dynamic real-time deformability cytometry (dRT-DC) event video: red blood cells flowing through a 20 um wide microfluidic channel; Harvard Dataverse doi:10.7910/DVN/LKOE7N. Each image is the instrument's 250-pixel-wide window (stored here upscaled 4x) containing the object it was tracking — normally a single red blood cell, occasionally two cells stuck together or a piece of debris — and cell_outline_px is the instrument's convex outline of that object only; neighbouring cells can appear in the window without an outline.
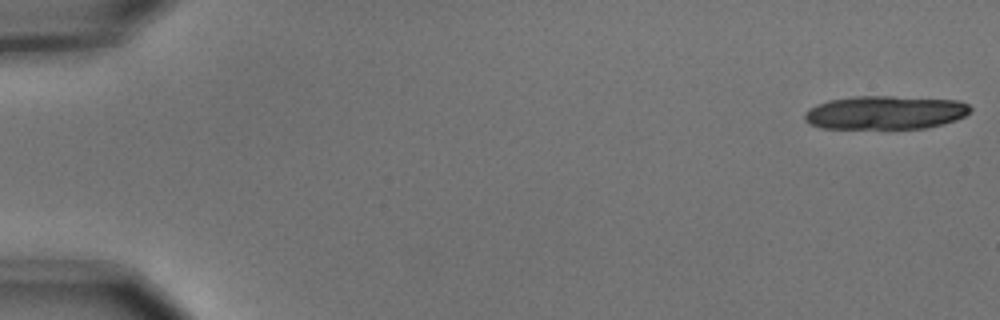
{"species": "common noctule bat (a hibernating species)", "species_latin": "Nyctalus noctula", "temperature_condition": "cold", "stored_images_in_passage": 9, "camera_frame_rate_fps": 3000, "um_per_image_px": 0.085, "animal": {"sex": "male", "body_mass_g": 15.6}, "frame": {"image": 1, "passage_image": 1, "time_ms": 0.0, "image_size_px": [1000, 320], "cell_outline_px": [[972, 112], [956, 120], [944, 124], [928, 128], [820, 128], [808, 124], [804, 120], [804, 112], [808, 108], [816, 104], [828, 100], [856, 96], [892, 96], [960, 100], [968, 104], [972, 108]], "centroid_in_image_um": [75.25, 9.56], "position_along_channel_um": 9.8, "area_um2": 32.83}}
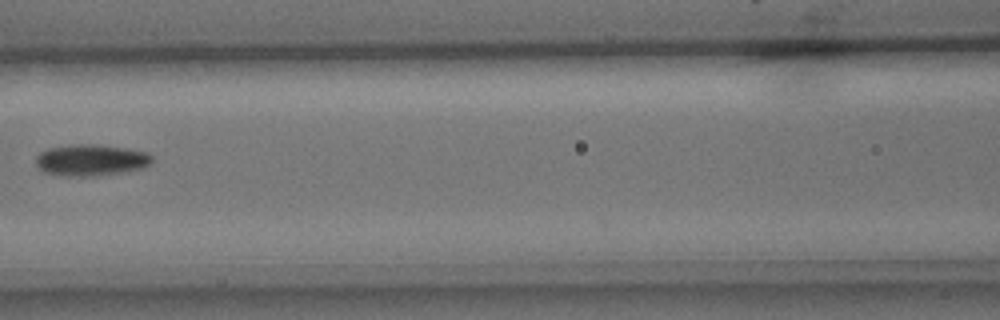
{"frame": {"image": 2, "passage_image": 8, "time_ms": 2.333, "image_size_px": [1000, 320], "cell_outline_px": [[152, 160], [148, 164], [140, 168], [120, 172], [92, 176], [60, 176], [44, 172], [36, 164], [36, 156], [40, 152], [48, 148], [72, 144], [96, 144], [124, 148], [148, 152], [152, 156]], "centroid_in_image_um": [7.68, 13.6], "position_along_channel_um": 158.9, "area_um2": 21.15}}
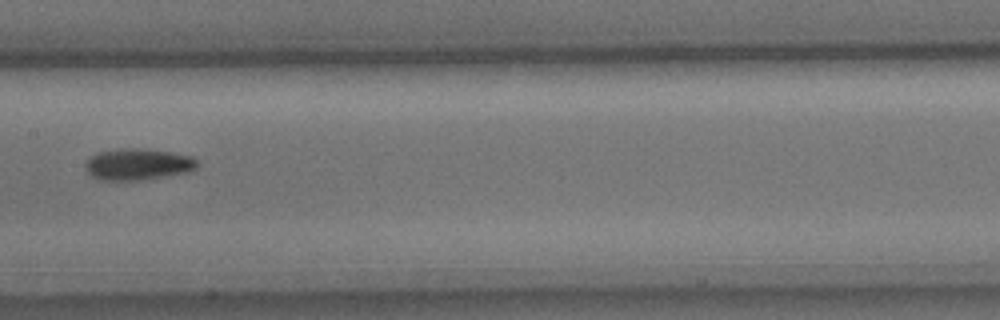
{"frame": {"image": 3, "passage_image": 9, "time_ms": 2.667, "image_size_px": [1000, 320], "cell_outline_px": [[200, 164], [192, 172], [140, 180], [100, 180], [92, 176], [84, 168], [84, 164], [96, 152], [120, 148], [136, 148], [168, 152], [192, 156]], "centroid_in_image_um": [11.73, 13.97], "position_along_channel_um": 195.7, "area_um2": 20.63}}